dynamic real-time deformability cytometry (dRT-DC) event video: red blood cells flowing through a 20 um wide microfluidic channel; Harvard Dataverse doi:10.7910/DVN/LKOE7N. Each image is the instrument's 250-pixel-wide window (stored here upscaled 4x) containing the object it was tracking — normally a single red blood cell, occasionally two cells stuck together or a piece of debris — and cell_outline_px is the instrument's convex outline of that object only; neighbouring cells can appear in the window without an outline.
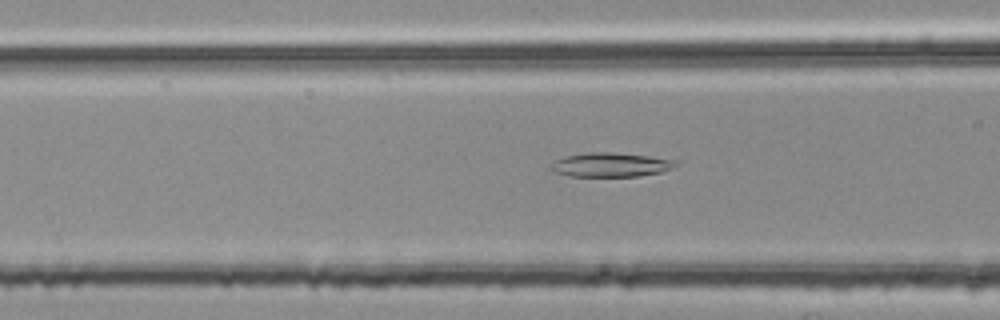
{"species": "common noctule bat (a hibernating species)", "species_latin": "Nyctalus noctula", "temperature_condition": "room temperature", "stored_images_in_passage": 51, "segment_of_instrument_passage": [2, 2], "camera_frame_rate_fps": 3000, "um_per_image_px": 0.085, "animal": {"sex": "female", "body_mass_g": 25.1}, "frame": {"image": 1, "passage_image": 18, "time_ms": 5.667, "image_size_px": [1000, 320], "cell_outline_px": [[676, 164], [672, 168], [660, 172], [640, 176], [572, 176], [552, 172], [548, 168], [548, 164], [564, 156], [588, 152], [612, 152], [648, 156], [676, 160]], "centroid_in_image_um": [51.83, 14.0], "position_along_channel_um": 114.8, "area_um2": 17.63}}
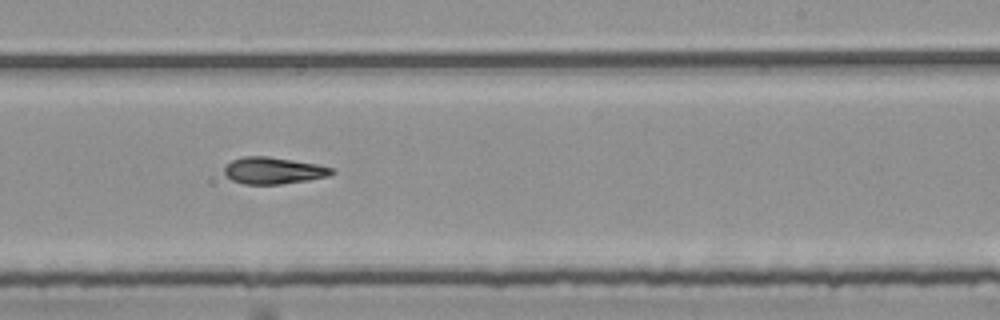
{"frame": {"image": 2, "passage_image": 30, "time_ms": 9.667, "image_size_px": [1000, 320], "cell_outline_px": [[336, 172], [328, 176], [308, 180], [280, 184], [244, 184], [232, 180], [224, 172], [224, 168], [232, 160], [244, 156], [268, 156], [320, 164], [332, 168]], "centroid_in_image_um": [23.27, 14.49], "position_along_channel_um": 265.7, "area_um2": 16.76}}
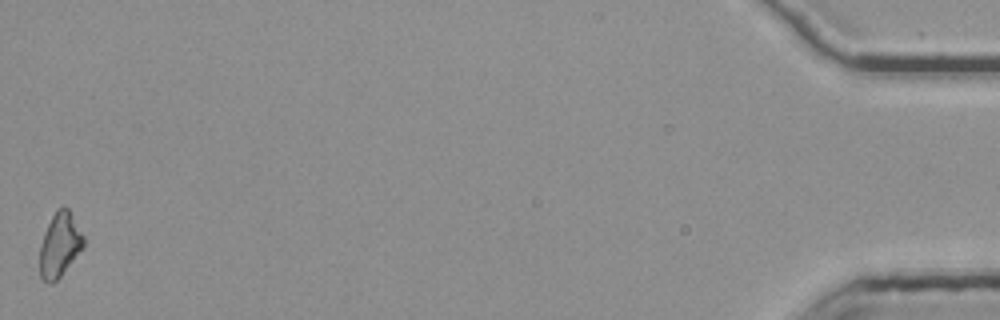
{"frame": {"image": 3, "passage_image": 51, "time_ms": 16.667, "image_size_px": [1000, 320], "cell_outline_px": [[84, 248], [60, 276], [52, 284], [48, 284], [40, 276], [40, 244], [44, 232], [56, 208], [68, 208], [84, 236]], "centroid_in_image_um": [5.08, 20.83], "position_along_channel_um": 430.1, "area_um2": 16.36}}